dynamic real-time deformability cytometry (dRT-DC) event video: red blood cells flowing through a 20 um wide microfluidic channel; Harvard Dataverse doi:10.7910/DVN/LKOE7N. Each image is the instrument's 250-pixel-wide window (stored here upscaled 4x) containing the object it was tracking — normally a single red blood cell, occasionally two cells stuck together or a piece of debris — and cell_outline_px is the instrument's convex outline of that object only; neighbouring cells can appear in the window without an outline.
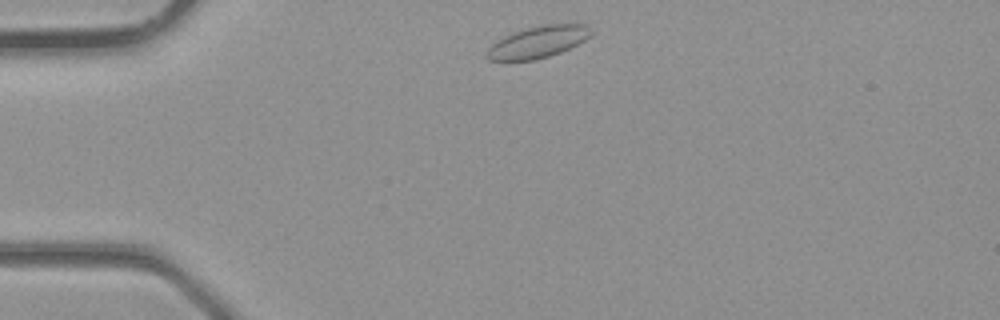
{"species": "common noctule bat (a hibernating species)", "species_latin": "Nyctalus noctula", "temperature_condition": "room temperature", "stored_images_in_passage": 2, "camera_frame_rate_fps": 3000, "um_per_image_px": 0.085, "animal": {"sex": "male", "body_mass_g": 23.1, "forearm_length_mm": 52.7}, "frame": {"image": 1, "passage_image": 1, "time_ms": 0.0, "image_size_px": [1000, 320], "cell_outline_px": [[592, 36], [560, 52], [536, 60], [488, 60], [484, 56], [488, 48], [492, 44], [504, 36], [528, 28], [544, 24], [588, 24], [592, 32]], "centroid_in_image_um": [45.73, 3.57], "position_along_channel_um": 39.3, "area_um2": 19.07}}